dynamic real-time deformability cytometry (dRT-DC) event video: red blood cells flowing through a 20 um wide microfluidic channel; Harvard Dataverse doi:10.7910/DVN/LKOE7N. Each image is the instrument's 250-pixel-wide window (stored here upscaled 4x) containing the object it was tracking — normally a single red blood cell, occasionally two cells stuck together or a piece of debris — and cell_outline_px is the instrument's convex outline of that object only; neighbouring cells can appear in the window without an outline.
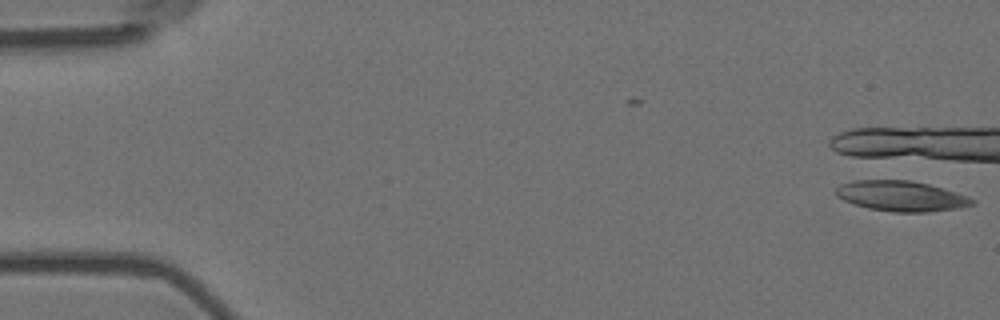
{"species": "Egyptian fruit bat (a non-hibernating species)", "species_latin": "Rousettus aegyptiacus", "temperature_condition": "room temperature", "stored_images_in_passage": 6, "camera_frame_rate_fps": 3000, "um_per_image_px": 0.085, "animal": {"sex": "female"}, "frame": {"image": 1, "passage_image": 1, "time_ms": 0.0, "image_size_px": [1000, 320], "cell_outline_px": [[976, 200], [972, 204], [956, 208], [928, 212], [892, 212], [868, 208], [844, 200], [836, 196], [836, 188], [840, 184], [852, 180], [912, 180], [928, 184]], "centroid_in_image_um": [76.52, 16.66], "position_along_channel_um": 8.5, "area_um2": 23.7}}